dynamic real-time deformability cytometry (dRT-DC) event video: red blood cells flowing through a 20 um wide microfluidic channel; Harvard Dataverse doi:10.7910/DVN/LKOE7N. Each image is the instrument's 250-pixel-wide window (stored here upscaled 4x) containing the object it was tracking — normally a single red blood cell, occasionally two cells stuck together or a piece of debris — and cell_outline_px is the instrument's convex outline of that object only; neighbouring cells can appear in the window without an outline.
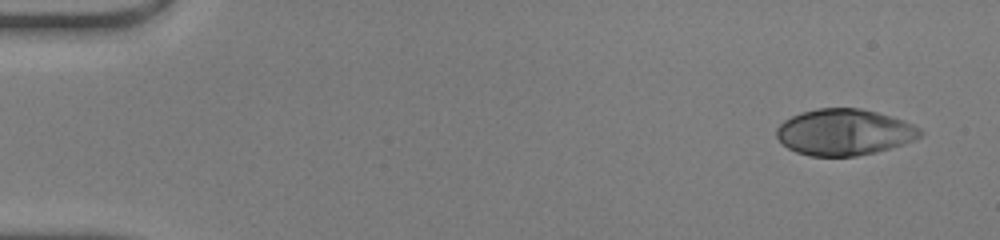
{"species": "human", "species_latin": "Homo sapiens", "temperature_condition": "warm", "stored_images_in_passage": 46, "camera_frame_rate_fps": 3000, "um_per_image_px": 0.085, "donor": {"sex": "male"}, "frame": {"image": 1, "passage_image": 1, "time_ms": 0.0, "image_size_px": [1000, 240], "cell_outline_px": [[924, 132], [916, 140], [904, 144], [876, 152], [856, 156], [808, 156], [796, 152], [788, 148], [776, 136], [776, 128], [784, 120], [800, 112], [816, 108], [860, 108], [876, 112], [904, 120], [920, 128]], "centroid_in_image_um": [71.77, 11.23], "position_along_channel_um": 13.2, "area_um2": 38.9}}
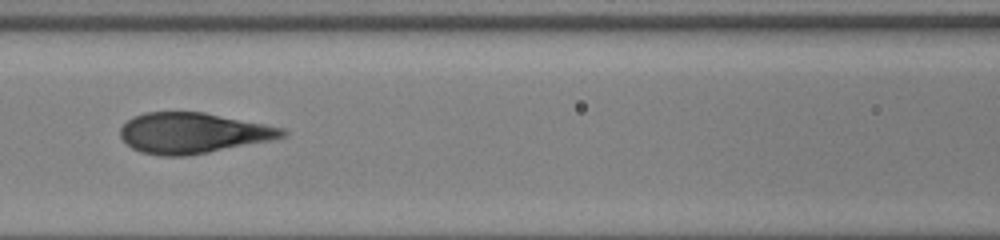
{"frame": {"image": 2, "passage_image": 20, "time_ms": 6.333, "image_size_px": [1000, 240], "cell_outline_px": [[288, 132], [284, 136], [272, 140], [208, 152], [184, 156], [160, 156], [140, 152], [132, 148], [120, 136], [120, 128], [132, 116], [144, 112], [204, 112], [284, 128]], "centroid_in_image_um": [16.37, 11.3], "position_along_channel_um": 150.2, "area_um2": 38.21}}
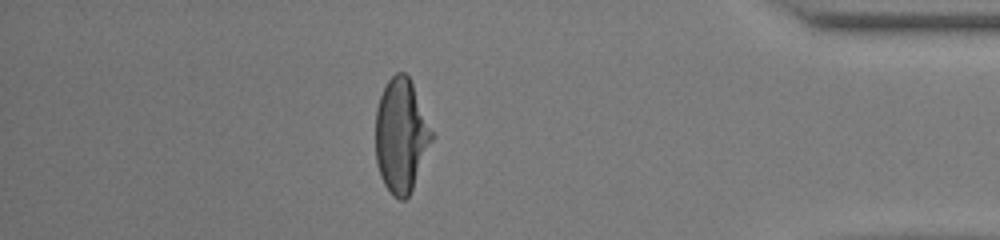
{"frame": {"image": 3, "passage_image": 40, "time_ms": 13.0, "image_size_px": [1000, 240], "cell_outline_px": [[436, 136], [412, 188], [408, 196], [404, 200], [400, 200], [392, 196], [384, 184], [380, 176], [376, 164], [376, 108], [380, 96], [388, 80], [396, 72], [404, 72], [408, 76], [412, 84]], "centroid_in_image_um": [34.11, 11.54], "position_along_channel_um": 401.1, "area_um2": 37.57}, "authors_computed_cell_mechanics": {"area_um2": 38.6393, "velocity_mm_per_s": 4.312, "shape_relaxation_time_tau1_ms": 5.792, "shape_relaxation_time_tau2_ms": null, "deformation_change_tau1": 0.3041, "deformation_change_tau2": null}}